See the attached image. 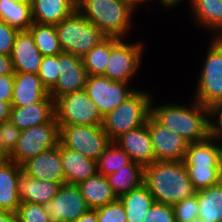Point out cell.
I'll return each mask as SVG.
<instances>
[{
    "label": "cell",
    "mask_w": 222,
    "mask_h": 222,
    "mask_svg": "<svg viewBox=\"0 0 222 222\" xmlns=\"http://www.w3.org/2000/svg\"><path fill=\"white\" fill-rule=\"evenodd\" d=\"M143 185L155 202L169 205L194 196L197 192L183 160L155 161L144 166Z\"/></svg>",
    "instance_id": "cell-1"
},
{
    "label": "cell",
    "mask_w": 222,
    "mask_h": 222,
    "mask_svg": "<svg viewBox=\"0 0 222 222\" xmlns=\"http://www.w3.org/2000/svg\"><path fill=\"white\" fill-rule=\"evenodd\" d=\"M151 100V115L163 126L195 143L211 135L209 108L191 100V104H154ZM154 105V106H153Z\"/></svg>",
    "instance_id": "cell-2"
},
{
    "label": "cell",
    "mask_w": 222,
    "mask_h": 222,
    "mask_svg": "<svg viewBox=\"0 0 222 222\" xmlns=\"http://www.w3.org/2000/svg\"><path fill=\"white\" fill-rule=\"evenodd\" d=\"M76 2L77 10L107 37L130 38L131 30L134 28L133 15L137 12L124 0H77Z\"/></svg>",
    "instance_id": "cell-3"
},
{
    "label": "cell",
    "mask_w": 222,
    "mask_h": 222,
    "mask_svg": "<svg viewBox=\"0 0 222 222\" xmlns=\"http://www.w3.org/2000/svg\"><path fill=\"white\" fill-rule=\"evenodd\" d=\"M138 89L126 101L103 117L102 127L111 142L125 132L146 124L151 114L150 91Z\"/></svg>",
    "instance_id": "cell-4"
},
{
    "label": "cell",
    "mask_w": 222,
    "mask_h": 222,
    "mask_svg": "<svg viewBox=\"0 0 222 222\" xmlns=\"http://www.w3.org/2000/svg\"><path fill=\"white\" fill-rule=\"evenodd\" d=\"M55 27L63 52L81 58L107 37L77 9Z\"/></svg>",
    "instance_id": "cell-5"
},
{
    "label": "cell",
    "mask_w": 222,
    "mask_h": 222,
    "mask_svg": "<svg viewBox=\"0 0 222 222\" xmlns=\"http://www.w3.org/2000/svg\"><path fill=\"white\" fill-rule=\"evenodd\" d=\"M192 99L209 108L222 100V37H211Z\"/></svg>",
    "instance_id": "cell-6"
},
{
    "label": "cell",
    "mask_w": 222,
    "mask_h": 222,
    "mask_svg": "<svg viewBox=\"0 0 222 222\" xmlns=\"http://www.w3.org/2000/svg\"><path fill=\"white\" fill-rule=\"evenodd\" d=\"M127 39L111 37V56L102 76L114 81L131 83L141 68L145 45Z\"/></svg>",
    "instance_id": "cell-7"
},
{
    "label": "cell",
    "mask_w": 222,
    "mask_h": 222,
    "mask_svg": "<svg viewBox=\"0 0 222 222\" xmlns=\"http://www.w3.org/2000/svg\"><path fill=\"white\" fill-rule=\"evenodd\" d=\"M55 118L59 126H102L103 116L86 90L65 94L54 101Z\"/></svg>",
    "instance_id": "cell-8"
},
{
    "label": "cell",
    "mask_w": 222,
    "mask_h": 222,
    "mask_svg": "<svg viewBox=\"0 0 222 222\" xmlns=\"http://www.w3.org/2000/svg\"><path fill=\"white\" fill-rule=\"evenodd\" d=\"M60 128L55 116L47 123L20 131L18 142L9 154V161L22 165L30 158L59 144Z\"/></svg>",
    "instance_id": "cell-9"
},
{
    "label": "cell",
    "mask_w": 222,
    "mask_h": 222,
    "mask_svg": "<svg viewBox=\"0 0 222 222\" xmlns=\"http://www.w3.org/2000/svg\"><path fill=\"white\" fill-rule=\"evenodd\" d=\"M59 128V142L64 147L96 161L111 143L102 126L64 125Z\"/></svg>",
    "instance_id": "cell-10"
},
{
    "label": "cell",
    "mask_w": 222,
    "mask_h": 222,
    "mask_svg": "<svg viewBox=\"0 0 222 222\" xmlns=\"http://www.w3.org/2000/svg\"><path fill=\"white\" fill-rule=\"evenodd\" d=\"M131 87L132 83L114 81L108 77L98 75L88 77L85 90L104 117L138 90Z\"/></svg>",
    "instance_id": "cell-11"
},
{
    "label": "cell",
    "mask_w": 222,
    "mask_h": 222,
    "mask_svg": "<svg viewBox=\"0 0 222 222\" xmlns=\"http://www.w3.org/2000/svg\"><path fill=\"white\" fill-rule=\"evenodd\" d=\"M51 222H74L90 208L77 185L63 184L46 205Z\"/></svg>",
    "instance_id": "cell-12"
},
{
    "label": "cell",
    "mask_w": 222,
    "mask_h": 222,
    "mask_svg": "<svg viewBox=\"0 0 222 222\" xmlns=\"http://www.w3.org/2000/svg\"><path fill=\"white\" fill-rule=\"evenodd\" d=\"M146 124L149 129L156 161H180L184 159L189 142L174 131L160 124L151 114Z\"/></svg>",
    "instance_id": "cell-13"
},
{
    "label": "cell",
    "mask_w": 222,
    "mask_h": 222,
    "mask_svg": "<svg viewBox=\"0 0 222 222\" xmlns=\"http://www.w3.org/2000/svg\"><path fill=\"white\" fill-rule=\"evenodd\" d=\"M59 77L56 85L49 91L54 101L71 92L85 90L89 77L82 58L71 53L58 55Z\"/></svg>",
    "instance_id": "cell-14"
},
{
    "label": "cell",
    "mask_w": 222,
    "mask_h": 222,
    "mask_svg": "<svg viewBox=\"0 0 222 222\" xmlns=\"http://www.w3.org/2000/svg\"><path fill=\"white\" fill-rule=\"evenodd\" d=\"M22 171L27 175L39 179L65 184V176L61 160V143L30 158L22 165Z\"/></svg>",
    "instance_id": "cell-15"
},
{
    "label": "cell",
    "mask_w": 222,
    "mask_h": 222,
    "mask_svg": "<svg viewBox=\"0 0 222 222\" xmlns=\"http://www.w3.org/2000/svg\"><path fill=\"white\" fill-rule=\"evenodd\" d=\"M130 157L143 167L156 161L147 124L125 132L114 141Z\"/></svg>",
    "instance_id": "cell-16"
},
{
    "label": "cell",
    "mask_w": 222,
    "mask_h": 222,
    "mask_svg": "<svg viewBox=\"0 0 222 222\" xmlns=\"http://www.w3.org/2000/svg\"><path fill=\"white\" fill-rule=\"evenodd\" d=\"M11 59L15 72L38 74L43 55L35 45L29 30H21L17 33Z\"/></svg>",
    "instance_id": "cell-17"
},
{
    "label": "cell",
    "mask_w": 222,
    "mask_h": 222,
    "mask_svg": "<svg viewBox=\"0 0 222 222\" xmlns=\"http://www.w3.org/2000/svg\"><path fill=\"white\" fill-rule=\"evenodd\" d=\"M49 91L38 74L15 72L11 106H27L43 101Z\"/></svg>",
    "instance_id": "cell-18"
},
{
    "label": "cell",
    "mask_w": 222,
    "mask_h": 222,
    "mask_svg": "<svg viewBox=\"0 0 222 222\" xmlns=\"http://www.w3.org/2000/svg\"><path fill=\"white\" fill-rule=\"evenodd\" d=\"M55 116L54 99L49 95L41 102L11 106L10 121L20 130L49 122Z\"/></svg>",
    "instance_id": "cell-19"
},
{
    "label": "cell",
    "mask_w": 222,
    "mask_h": 222,
    "mask_svg": "<svg viewBox=\"0 0 222 222\" xmlns=\"http://www.w3.org/2000/svg\"><path fill=\"white\" fill-rule=\"evenodd\" d=\"M194 24L211 37H222V0H188Z\"/></svg>",
    "instance_id": "cell-20"
},
{
    "label": "cell",
    "mask_w": 222,
    "mask_h": 222,
    "mask_svg": "<svg viewBox=\"0 0 222 222\" xmlns=\"http://www.w3.org/2000/svg\"><path fill=\"white\" fill-rule=\"evenodd\" d=\"M18 195L21 202L46 206L57 194L61 186L57 182L39 180L21 171L18 176Z\"/></svg>",
    "instance_id": "cell-21"
},
{
    "label": "cell",
    "mask_w": 222,
    "mask_h": 222,
    "mask_svg": "<svg viewBox=\"0 0 222 222\" xmlns=\"http://www.w3.org/2000/svg\"><path fill=\"white\" fill-rule=\"evenodd\" d=\"M22 167L15 162L0 161V211L16 213L21 203L18 176Z\"/></svg>",
    "instance_id": "cell-22"
},
{
    "label": "cell",
    "mask_w": 222,
    "mask_h": 222,
    "mask_svg": "<svg viewBox=\"0 0 222 222\" xmlns=\"http://www.w3.org/2000/svg\"><path fill=\"white\" fill-rule=\"evenodd\" d=\"M61 160L65 184L78 185L97 173V161L64 147L61 144Z\"/></svg>",
    "instance_id": "cell-23"
},
{
    "label": "cell",
    "mask_w": 222,
    "mask_h": 222,
    "mask_svg": "<svg viewBox=\"0 0 222 222\" xmlns=\"http://www.w3.org/2000/svg\"><path fill=\"white\" fill-rule=\"evenodd\" d=\"M185 166H222V141L213 135L189 143L183 159Z\"/></svg>",
    "instance_id": "cell-24"
},
{
    "label": "cell",
    "mask_w": 222,
    "mask_h": 222,
    "mask_svg": "<svg viewBox=\"0 0 222 222\" xmlns=\"http://www.w3.org/2000/svg\"><path fill=\"white\" fill-rule=\"evenodd\" d=\"M77 0H30L33 22L57 25L76 8Z\"/></svg>",
    "instance_id": "cell-25"
},
{
    "label": "cell",
    "mask_w": 222,
    "mask_h": 222,
    "mask_svg": "<svg viewBox=\"0 0 222 222\" xmlns=\"http://www.w3.org/2000/svg\"><path fill=\"white\" fill-rule=\"evenodd\" d=\"M90 209H97L117 199L108 183L107 177L96 173L78 185Z\"/></svg>",
    "instance_id": "cell-26"
},
{
    "label": "cell",
    "mask_w": 222,
    "mask_h": 222,
    "mask_svg": "<svg viewBox=\"0 0 222 222\" xmlns=\"http://www.w3.org/2000/svg\"><path fill=\"white\" fill-rule=\"evenodd\" d=\"M143 170L144 167L141 164L131 161L128 165L106 176L117 198L143 184Z\"/></svg>",
    "instance_id": "cell-27"
},
{
    "label": "cell",
    "mask_w": 222,
    "mask_h": 222,
    "mask_svg": "<svg viewBox=\"0 0 222 222\" xmlns=\"http://www.w3.org/2000/svg\"><path fill=\"white\" fill-rule=\"evenodd\" d=\"M198 222H222V184L198 190Z\"/></svg>",
    "instance_id": "cell-28"
},
{
    "label": "cell",
    "mask_w": 222,
    "mask_h": 222,
    "mask_svg": "<svg viewBox=\"0 0 222 222\" xmlns=\"http://www.w3.org/2000/svg\"><path fill=\"white\" fill-rule=\"evenodd\" d=\"M124 205L127 222H143L155 202L152 194L142 184L139 188L119 197Z\"/></svg>",
    "instance_id": "cell-29"
},
{
    "label": "cell",
    "mask_w": 222,
    "mask_h": 222,
    "mask_svg": "<svg viewBox=\"0 0 222 222\" xmlns=\"http://www.w3.org/2000/svg\"><path fill=\"white\" fill-rule=\"evenodd\" d=\"M0 20L21 30L34 23L30 0H0Z\"/></svg>",
    "instance_id": "cell-30"
},
{
    "label": "cell",
    "mask_w": 222,
    "mask_h": 222,
    "mask_svg": "<svg viewBox=\"0 0 222 222\" xmlns=\"http://www.w3.org/2000/svg\"><path fill=\"white\" fill-rule=\"evenodd\" d=\"M28 30L43 56H55L63 52L55 25L34 22Z\"/></svg>",
    "instance_id": "cell-31"
},
{
    "label": "cell",
    "mask_w": 222,
    "mask_h": 222,
    "mask_svg": "<svg viewBox=\"0 0 222 222\" xmlns=\"http://www.w3.org/2000/svg\"><path fill=\"white\" fill-rule=\"evenodd\" d=\"M111 56V37H106L82 57L89 76L103 75Z\"/></svg>",
    "instance_id": "cell-32"
},
{
    "label": "cell",
    "mask_w": 222,
    "mask_h": 222,
    "mask_svg": "<svg viewBox=\"0 0 222 222\" xmlns=\"http://www.w3.org/2000/svg\"><path fill=\"white\" fill-rule=\"evenodd\" d=\"M130 162L129 155L115 142H111L97 160V173L107 176Z\"/></svg>",
    "instance_id": "cell-33"
},
{
    "label": "cell",
    "mask_w": 222,
    "mask_h": 222,
    "mask_svg": "<svg viewBox=\"0 0 222 222\" xmlns=\"http://www.w3.org/2000/svg\"><path fill=\"white\" fill-rule=\"evenodd\" d=\"M195 189L201 190L220 182L222 166H185Z\"/></svg>",
    "instance_id": "cell-34"
},
{
    "label": "cell",
    "mask_w": 222,
    "mask_h": 222,
    "mask_svg": "<svg viewBox=\"0 0 222 222\" xmlns=\"http://www.w3.org/2000/svg\"><path fill=\"white\" fill-rule=\"evenodd\" d=\"M16 215L18 222H51L46 206L36 203L21 202Z\"/></svg>",
    "instance_id": "cell-35"
},
{
    "label": "cell",
    "mask_w": 222,
    "mask_h": 222,
    "mask_svg": "<svg viewBox=\"0 0 222 222\" xmlns=\"http://www.w3.org/2000/svg\"><path fill=\"white\" fill-rule=\"evenodd\" d=\"M176 222H198L197 194L172 205Z\"/></svg>",
    "instance_id": "cell-36"
},
{
    "label": "cell",
    "mask_w": 222,
    "mask_h": 222,
    "mask_svg": "<svg viewBox=\"0 0 222 222\" xmlns=\"http://www.w3.org/2000/svg\"><path fill=\"white\" fill-rule=\"evenodd\" d=\"M38 75L43 85L50 91L56 85L59 77L58 55L43 56Z\"/></svg>",
    "instance_id": "cell-37"
},
{
    "label": "cell",
    "mask_w": 222,
    "mask_h": 222,
    "mask_svg": "<svg viewBox=\"0 0 222 222\" xmlns=\"http://www.w3.org/2000/svg\"><path fill=\"white\" fill-rule=\"evenodd\" d=\"M96 211L98 222H127L124 205L119 198Z\"/></svg>",
    "instance_id": "cell-38"
},
{
    "label": "cell",
    "mask_w": 222,
    "mask_h": 222,
    "mask_svg": "<svg viewBox=\"0 0 222 222\" xmlns=\"http://www.w3.org/2000/svg\"><path fill=\"white\" fill-rule=\"evenodd\" d=\"M143 222H176L172 205L154 202Z\"/></svg>",
    "instance_id": "cell-39"
},
{
    "label": "cell",
    "mask_w": 222,
    "mask_h": 222,
    "mask_svg": "<svg viewBox=\"0 0 222 222\" xmlns=\"http://www.w3.org/2000/svg\"><path fill=\"white\" fill-rule=\"evenodd\" d=\"M20 131L10 120L1 124L2 139L4 142V161L9 159V154L15 148L20 137Z\"/></svg>",
    "instance_id": "cell-40"
},
{
    "label": "cell",
    "mask_w": 222,
    "mask_h": 222,
    "mask_svg": "<svg viewBox=\"0 0 222 222\" xmlns=\"http://www.w3.org/2000/svg\"><path fill=\"white\" fill-rule=\"evenodd\" d=\"M18 29L0 20V55H11Z\"/></svg>",
    "instance_id": "cell-41"
},
{
    "label": "cell",
    "mask_w": 222,
    "mask_h": 222,
    "mask_svg": "<svg viewBox=\"0 0 222 222\" xmlns=\"http://www.w3.org/2000/svg\"><path fill=\"white\" fill-rule=\"evenodd\" d=\"M211 135L222 141V100L209 107Z\"/></svg>",
    "instance_id": "cell-42"
},
{
    "label": "cell",
    "mask_w": 222,
    "mask_h": 222,
    "mask_svg": "<svg viewBox=\"0 0 222 222\" xmlns=\"http://www.w3.org/2000/svg\"><path fill=\"white\" fill-rule=\"evenodd\" d=\"M14 74L0 76V100L12 102Z\"/></svg>",
    "instance_id": "cell-43"
},
{
    "label": "cell",
    "mask_w": 222,
    "mask_h": 222,
    "mask_svg": "<svg viewBox=\"0 0 222 222\" xmlns=\"http://www.w3.org/2000/svg\"><path fill=\"white\" fill-rule=\"evenodd\" d=\"M14 73L11 55H0V76Z\"/></svg>",
    "instance_id": "cell-44"
},
{
    "label": "cell",
    "mask_w": 222,
    "mask_h": 222,
    "mask_svg": "<svg viewBox=\"0 0 222 222\" xmlns=\"http://www.w3.org/2000/svg\"><path fill=\"white\" fill-rule=\"evenodd\" d=\"M11 103L0 100V124L9 121Z\"/></svg>",
    "instance_id": "cell-45"
},
{
    "label": "cell",
    "mask_w": 222,
    "mask_h": 222,
    "mask_svg": "<svg viewBox=\"0 0 222 222\" xmlns=\"http://www.w3.org/2000/svg\"><path fill=\"white\" fill-rule=\"evenodd\" d=\"M74 222H98L96 209H89Z\"/></svg>",
    "instance_id": "cell-46"
},
{
    "label": "cell",
    "mask_w": 222,
    "mask_h": 222,
    "mask_svg": "<svg viewBox=\"0 0 222 222\" xmlns=\"http://www.w3.org/2000/svg\"><path fill=\"white\" fill-rule=\"evenodd\" d=\"M184 0H155V2H158V4L161 5V7L167 9H173L175 6L177 7L182 3Z\"/></svg>",
    "instance_id": "cell-47"
},
{
    "label": "cell",
    "mask_w": 222,
    "mask_h": 222,
    "mask_svg": "<svg viewBox=\"0 0 222 222\" xmlns=\"http://www.w3.org/2000/svg\"><path fill=\"white\" fill-rule=\"evenodd\" d=\"M0 222H18L16 213L0 211Z\"/></svg>",
    "instance_id": "cell-48"
},
{
    "label": "cell",
    "mask_w": 222,
    "mask_h": 222,
    "mask_svg": "<svg viewBox=\"0 0 222 222\" xmlns=\"http://www.w3.org/2000/svg\"><path fill=\"white\" fill-rule=\"evenodd\" d=\"M127 4H129L135 11L140 8L141 5L147 2H154L155 0H124Z\"/></svg>",
    "instance_id": "cell-49"
},
{
    "label": "cell",
    "mask_w": 222,
    "mask_h": 222,
    "mask_svg": "<svg viewBox=\"0 0 222 222\" xmlns=\"http://www.w3.org/2000/svg\"><path fill=\"white\" fill-rule=\"evenodd\" d=\"M0 161H4V142L2 139L1 124H0Z\"/></svg>",
    "instance_id": "cell-50"
}]
</instances>
